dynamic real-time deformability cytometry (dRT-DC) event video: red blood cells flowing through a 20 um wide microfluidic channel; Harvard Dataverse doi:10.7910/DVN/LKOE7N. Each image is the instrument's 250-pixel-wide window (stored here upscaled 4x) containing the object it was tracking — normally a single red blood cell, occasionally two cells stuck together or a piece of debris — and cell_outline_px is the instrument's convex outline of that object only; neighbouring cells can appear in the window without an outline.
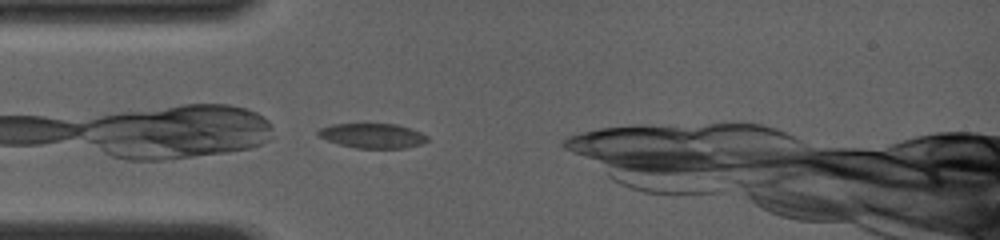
{"species": "common noctule bat (a hibernating species)", "species_latin": "Nyctalus noctula", "temperature_condition": "room temperature", "stored_images_in_passage": 25, "camera_frame_rate_fps": 4000, "um_per_image_px": 0.085, "animal": {"sex": "female", "body_mass_g": 19.0, "forearm_length_mm": 56.7}, "frame": {"image": 1, "passage_image": 1, "time_ms": 0.0, "image_size_px": [1000, 240], "cell_outline_px": [[428, 140], [420, 144], [404, 148], [356, 148], [340, 144], [328, 140], [320, 136], [316, 132], [320, 128], [332, 124], [396, 124], [412, 128], [428, 136]], "centroid_in_image_um": [31.69, 11.53], "position_along_channel_um": 53.3, "area_um2": 15.61}}
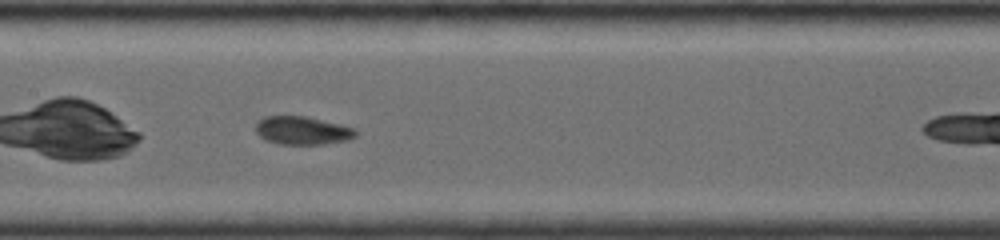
{"frame": {"image": 2, "passage_image": 12, "time_ms": 3.25, "image_size_px": [1000, 240], "cell_outline_px": [[356, 136], [348, 140], [324, 144], [280, 144], [264, 140], [256, 132], [256, 124], [264, 116], [308, 116], [356, 128]], "centroid_in_image_um": [25.71, 11.09], "position_along_channel_um": 181.7, "area_um2": 16.53}}
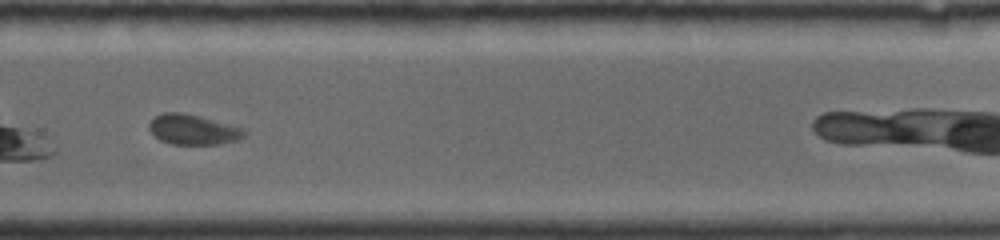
{"frame": {"image": 3, "passage_image": 23, "time_ms": 6.5, "image_size_px": [1000, 240], "cell_outline_px": [[248, 132], [244, 136], [236, 140], [220, 144], [172, 144], [160, 140], [148, 128], [148, 124], [156, 116], [164, 112], [180, 112], [200, 116], [244, 128]], "centroid_in_image_um": [16.43, 11.01], "position_along_channel_um": 313.4, "area_um2": 16.65}}